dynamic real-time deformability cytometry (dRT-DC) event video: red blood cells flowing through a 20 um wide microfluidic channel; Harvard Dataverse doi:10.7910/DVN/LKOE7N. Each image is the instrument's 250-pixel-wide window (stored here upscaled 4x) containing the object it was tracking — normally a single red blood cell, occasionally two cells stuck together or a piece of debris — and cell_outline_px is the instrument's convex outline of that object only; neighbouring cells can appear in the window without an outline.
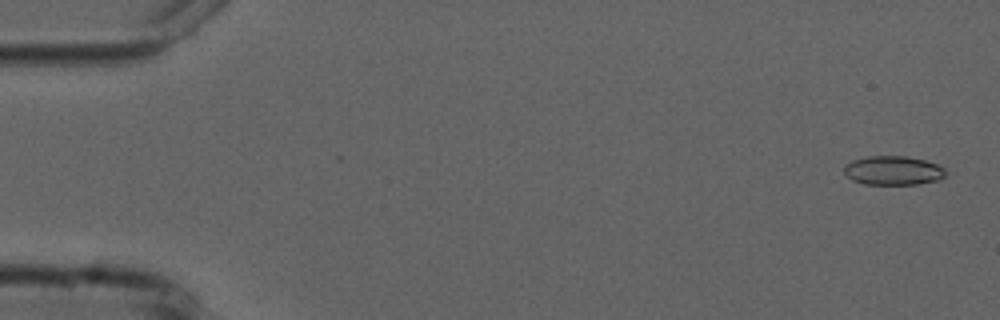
{"species": "common noctule bat (a hibernating species)", "species_latin": "Nyctalus noctula", "temperature_condition": "cold", "stored_images_in_passage": 5, "camera_frame_rate_fps": 3000, "um_per_image_px": 0.085, "animal": {"sex": "male", "forearm_length_mm": 52.5}, "frame": {"image": 1, "passage_image": 1, "time_ms": 0.0, "image_size_px": [1000, 320], "cell_outline_px": [[944, 176], [940, 180], [916, 184], [864, 184], [852, 180], [844, 172], [844, 164], [852, 160], [864, 156], [908, 156], [924, 160], [936, 164], [944, 168]], "centroid_in_image_um": [75.88, 14.48], "position_along_channel_um": 9.1, "area_um2": 17.22}}
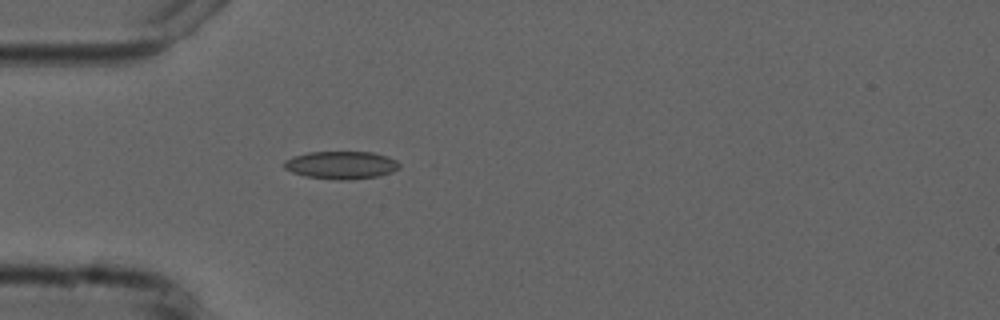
{"frame": {"image": 2, "passage_image": 5, "time_ms": 4.667, "image_size_px": [1000, 320], "cell_outline_px": [[400, 168], [392, 172], [380, 176], [344, 180], [340, 180], [308, 176], [292, 172], [284, 168], [284, 160], [292, 156], [308, 152], [372, 152], [388, 156], [396, 160], [400, 164]], "centroid_in_image_um": [29.02, 14.02], "position_along_channel_um": 56.0, "area_um2": 18.67}}